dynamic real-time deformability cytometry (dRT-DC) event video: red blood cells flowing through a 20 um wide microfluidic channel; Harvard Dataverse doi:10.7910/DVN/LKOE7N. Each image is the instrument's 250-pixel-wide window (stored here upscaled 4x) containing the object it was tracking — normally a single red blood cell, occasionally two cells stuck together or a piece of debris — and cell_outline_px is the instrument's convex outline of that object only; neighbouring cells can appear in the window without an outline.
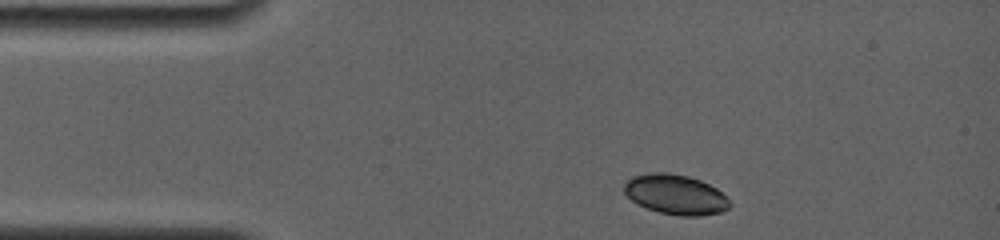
{"species": "common noctule bat (a hibernating species)", "species_latin": "Nyctalus noctula", "temperature_condition": "room temperature", "stored_images_in_passage": 3, "camera_frame_rate_fps": 4000, "um_per_image_px": 0.085, "animal": {"sex": "female", "body_mass_g": 19.0, "forearm_length_mm": 56.7}, "frame": {"image": 1, "passage_image": 1, "time_ms": 0.0, "image_size_px": [1000, 240], "cell_outline_px": [[732, 204], [728, 208], [720, 212], [700, 216], [680, 216], [660, 212], [636, 204], [624, 192], [624, 184], [632, 176], [648, 172], [668, 172], [688, 176], [700, 180], [716, 188]], "centroid_in_image_um": [57.4, 16.52], "position_along_channel_um": 27.6, "area_um2": 24.51}}
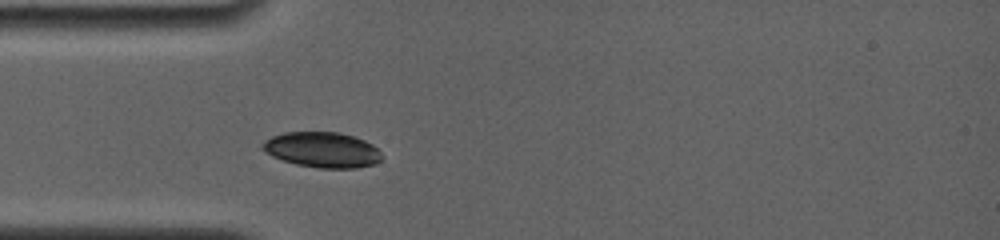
{"frame": {"image": 2, "passage_image": 3, "time_ms": 2.0, "image_size_px": [1000, 240], "cell_outline_px": [[380, 160], [376, 164], [356, 168], [320, 168], [296, 164], [272, 156], [264, 152], [260, 148], [260, 144], [272, 136], [284, 132], [340, 132], [364, 140], [372, 144], [380, 152]], "centroid_in_image_um": [27.36, 12.73], "position_along_channel_um": 57.6, "area_um2": 24.62}}